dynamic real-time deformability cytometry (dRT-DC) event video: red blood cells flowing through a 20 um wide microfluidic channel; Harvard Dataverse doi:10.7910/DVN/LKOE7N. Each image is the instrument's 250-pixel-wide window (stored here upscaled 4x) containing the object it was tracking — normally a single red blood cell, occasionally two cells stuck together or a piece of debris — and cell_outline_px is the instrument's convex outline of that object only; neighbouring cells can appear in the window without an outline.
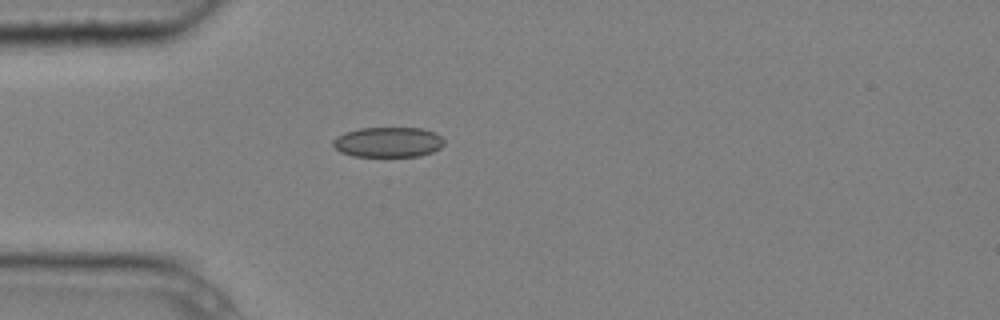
{"species": "common noctule bat (a hibernating species)", "species_latin": "Nyctalus noctula", "temperature_condition": "cold", "stored_images_in_passage": 1, "camera_frame_rate_fps": 3000, "um_per_image_px": 0.085, "animal": {"sex": "male", "body_mass_g": 20.4}, "frame": {"image": 1, "passage_image": 1, "time_ms": 0.0, "image_size_px": [1000, 320], "cell_outline_px": [[444, 144], [440, 148], [432, 152], [420, 156], [352, 156], [340, 152], [332, 144], [332, 140], [336, 136], [344, 132], [360, 128], [424, 128], [436, 132], [444, 140]], "centroid_in_image_um": [32.99, 12.07], "position_along_channel_um": 52.0, "area_um2": 19.71}}